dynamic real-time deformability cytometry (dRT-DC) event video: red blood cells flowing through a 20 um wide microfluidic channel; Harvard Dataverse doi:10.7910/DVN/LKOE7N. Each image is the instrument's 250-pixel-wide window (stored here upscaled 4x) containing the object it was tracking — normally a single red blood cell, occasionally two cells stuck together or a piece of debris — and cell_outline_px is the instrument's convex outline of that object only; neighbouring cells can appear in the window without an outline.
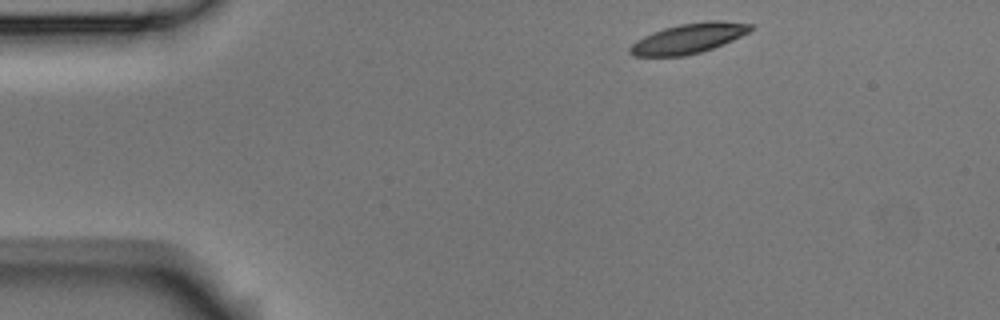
{"species": "Egyptian fruit bat (a non-hibernating species)", "species_latin": "Rousettus aegyptiacus", "temperature_condition": "room temperature", "stored_images_in_passage": 4, "segment_of_instrument_passage": [1, 2], "camera_frame_rate_fps": 3000, "um_per_image_px": 0.085, "animal": {"sex": "male"}, "frame": {"image": 1, "passage_image": 1, "time_ms": 0.0, "image_size_px": [1000, 320], "cell_outline_px": [[752, 28], [748, 32], [732, 40], [712, 48], [700, 52], [684, 56], [632, 56], [628, 52], [628, 48], [636, 40], [652, 32], [664, 28], [680, 24], [704, 20], [720, 20], [752, 24]], "centroid_in_image_um": [58.49, 3.26], "position_along_channel_um": 26.5, "area_um2": 21.04}}